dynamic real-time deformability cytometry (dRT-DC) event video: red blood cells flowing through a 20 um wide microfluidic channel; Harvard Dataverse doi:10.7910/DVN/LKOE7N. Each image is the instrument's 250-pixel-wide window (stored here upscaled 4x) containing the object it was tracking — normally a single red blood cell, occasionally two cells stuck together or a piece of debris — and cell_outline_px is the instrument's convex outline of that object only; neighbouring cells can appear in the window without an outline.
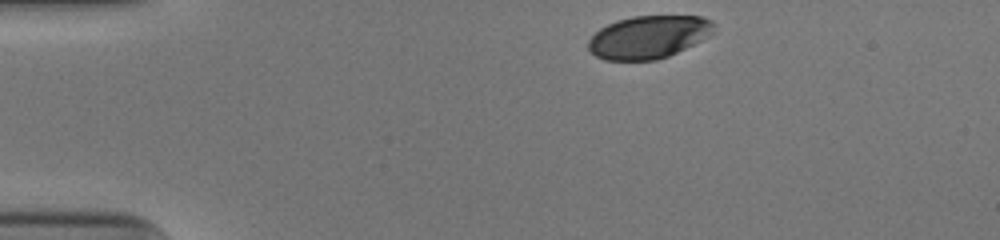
{"species": "human", "species_latin": "Homo sapiens", "temperature_condition": "cold", "stored_images_in_passage": 34, "camera_frame_rate_fps": 3000, "um_per_image_px": 0.085, "donor": {"sex": "male"}, "frame": {"image": 1, "passage_image": 1, "time_ms": 0.0, "image_size_px": [1000, 240], "cell_outline_px": [[716, 24], [712, 32], [708, 36], [668, 56], [656, 60], [604, 60], [596, 56], [588, 48], [588, 40], [600, 28], [616, 20], [632, 16], [700, 16], [712, 20]], "centroid_in_image_um": [55.11, 3.14], "position_along_channel_um": 29.9, "area_um2": 31.15}}
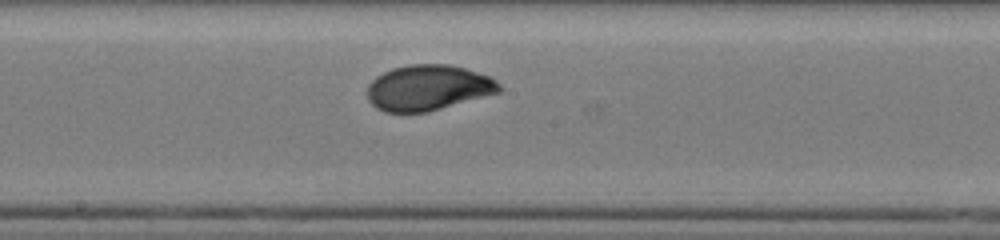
{"frame": {"image": 2, "passage_image": 20, "time_ms": 6.333, "image_size_px": [1000, 240], "cell_outline_px": [[504, 88], [500, 92], [428, 112], [384, 112], [376, 108], [368, 100], [368, 84], [376, 76], [392, 68], [412, 64], [448, 64], [464, 68], [488, 76], [496, 80]], "centroid_in_image_um": [36.39, 7.46], "position_along_channel_um": 211.8, "area_um2": 35.03}}
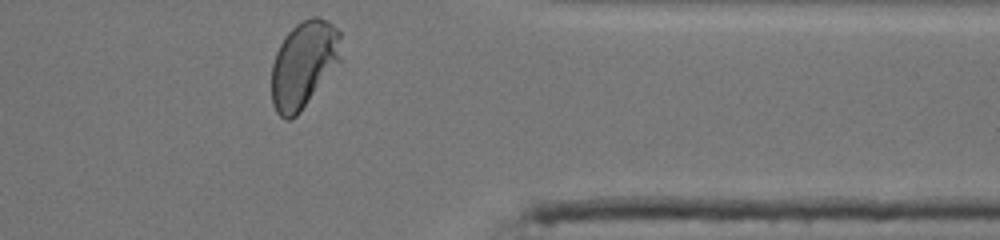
{"frame": {"image": 3, "passage_image": 34, "time_ms": 11.0, "image_size_px": [1000, 240], "cell_outline_px": [[340, 60], [300, 112], [296, 116], [288, 120], [284, 120], [276, 112], [272, 104], [272, 64], [276, 52], [280, 44], [288, 32], [296, 24], [312, 16], [316, 16], [328, 20], [340, 32]], "centroid_in_image_um": [25.79, 5.47], "position_along_channel_um": 385.6, "area_um2": 34.8}, "authors_computed_cell_mechanics": {"area_um2": 34.3332, "velocity_mm_per_s": 3.9558, "shape_relaxation_time_tau1_ms": 4.4782, "shape_relaxation_time_tau2_ms": null, "deformation_change_tau1": 0.1592, "deformation_change_tau2": null}}